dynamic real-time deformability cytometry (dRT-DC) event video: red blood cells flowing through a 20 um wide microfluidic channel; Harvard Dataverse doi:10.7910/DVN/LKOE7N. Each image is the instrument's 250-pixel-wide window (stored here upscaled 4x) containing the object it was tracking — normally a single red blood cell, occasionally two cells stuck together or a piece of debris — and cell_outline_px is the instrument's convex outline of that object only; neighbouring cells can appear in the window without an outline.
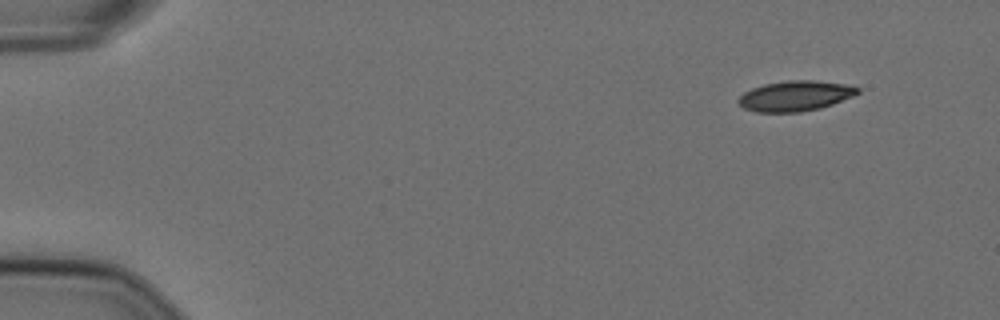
{"species": "Egyptian fruit bat (a non-hibernating species)", "species_latin": "Rousettus aegyptiacus", "temperature_condition": "cold", "stored_images_in_passage": 52, "camera_frame_rate_fps": 3000, "um_per_image_px": 0.085, "animal": {"sex": "female"}, "frame": {"image": 1, "passage_image": 1, "time_ms": 0.0, "image_size_px": [1000, 320], "cell_outline_px": [[860, 92], [852, 96], [832, 104], [820, 108], [800, 112], [756, 112], [744, 108], [736, 100], [744, 92], [752, 88], [764, 84], [788, 80], [816, 80], [844, 84], [860, 88]], "centroid_in_image_um": [67.58, 8.15], "position_along_channel_um": 17.4, "area_um2": 20.98}}
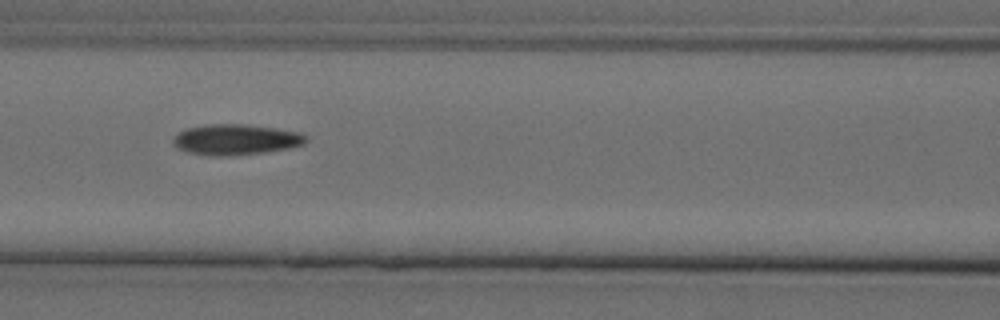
{"frame": {"image": 2, "passage_image": 21, "time_ms": 6.667, "image_size_px": [1000, 320], "cell_outline_px": [[308, 140], [304, 144], [288, 148], [264, 152], [228, 156], [208, 156], [188, 152], [176, 148], [172, 144], [172, 140], [184, 128], [204, 124], [248, 124], [276, 128], [300, 132], [308, 136]], "centroid_in_image_um": [20.03, 11.86], "position_along_channel_um": 146.6, "area_um2": 24.04}}
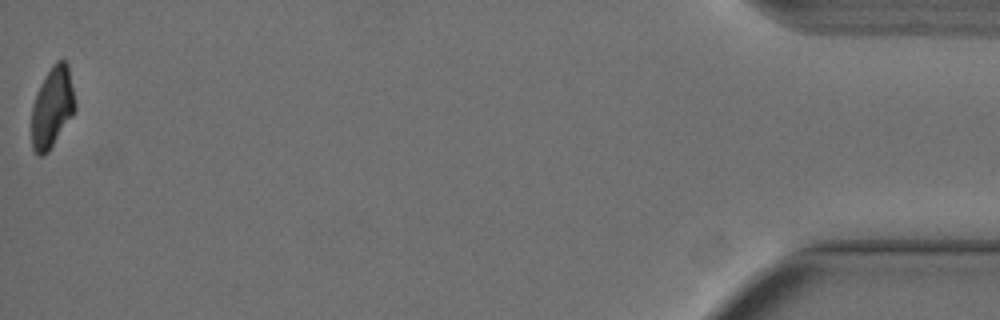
{"frame": {"image": 3, "passage_image": 52, "time_ms": 17.0, "image_size_px": [1000, 320], "cell_outline_px": [[76, 108], [72, 116], [48, 152], [44, 156], [40, 156], [32, 148], [32, 104], [36, 92], [44, 76], [52, 64], [56, 60], [64, 60], [68, 64], [76, 104]], "centroid_in_image_um": [4.44, 9.09], "position_along_channel_um": 430.8, "area_um2": 20.58}, "authors_computed_cell_mechanics": {"area_um2": 22.5709, "velocity_mm_per_s": 3.6148, "shape_relaxation_time_tau1_ms": 9.1562, "shape_relaxation_time_tau2_ms": 7.9066, "deformation_change_tau1": 0.2152, "deformation_change_tau2": 0.1425}}